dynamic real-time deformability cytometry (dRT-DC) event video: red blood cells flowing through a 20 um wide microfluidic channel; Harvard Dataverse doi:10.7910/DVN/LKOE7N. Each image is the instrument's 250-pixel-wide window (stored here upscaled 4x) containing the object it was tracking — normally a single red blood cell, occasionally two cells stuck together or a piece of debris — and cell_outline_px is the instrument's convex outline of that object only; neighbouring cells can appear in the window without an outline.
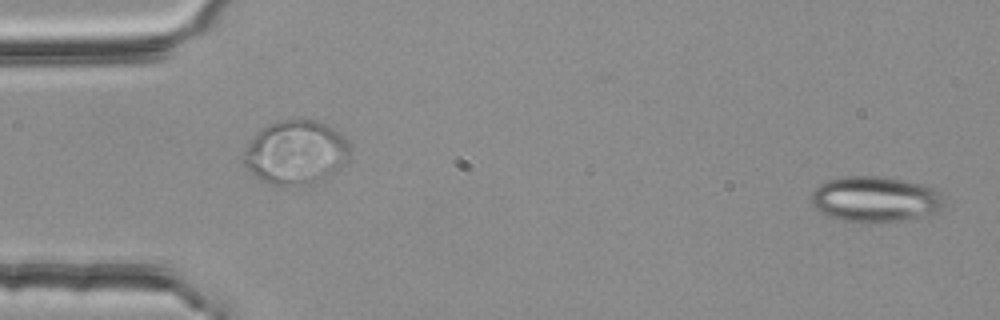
{"species": "common noctule bat (a hibernating species)", "species_latin": "Nyctalus noctula", "temperature_condition": "room temperature", "stored_images_in_passage": 46, "camera_frame_rate_fps": 3000, "um_per_image_px": 0.085, "animal": {"sex": "female", "body_mass_g": 25.1}, "frame": {"image": 1, "passage_image": 1, "time_ms": 0.0, "image_size_px": [1000, 320], "cell_outline_px": [[944, 204], [936, 212], [924, 216], [904, 220], [844, 220], [828, 216], [816, 208], [812, 204], [812, 192], [820, 184], [828, 180], [844, 176], [880, 176], [904, 180], [920, 184], [932, 188], [940, 196]], "centroid_in_image_um": [74.37, 16.9], "position_along_channel_um": 10.6, "area_um2": 34.33}}
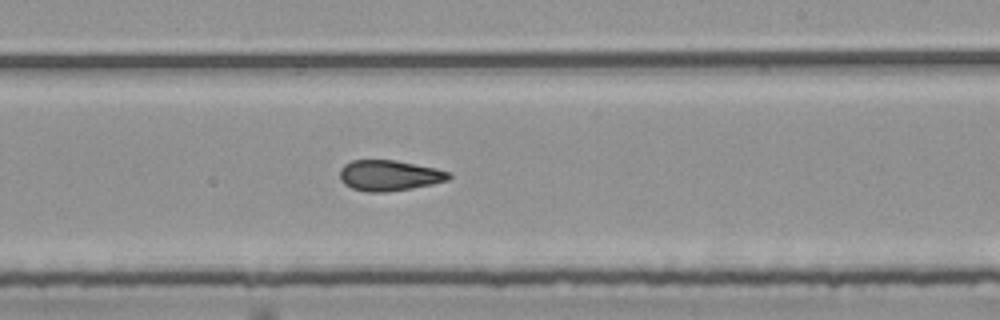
{"frame": {"image": 2, "passage_image": 31, "time_ms": 10.0, "image_size_px": [1000, 320], "cell_outline_px": [[452, 176], [448, 180], [432, 184], [412, 188], [388, 192], [368, 192], [352, 188], [344, 184], [340, 180], [340, 168], [344, 164], [352, 160], [392, 160], [436, 168], [452, 172]], "centroid_in_image_um": [33.09, 14.92], "position_along_channel_um": 255.9, "area_um2": 19.54}}
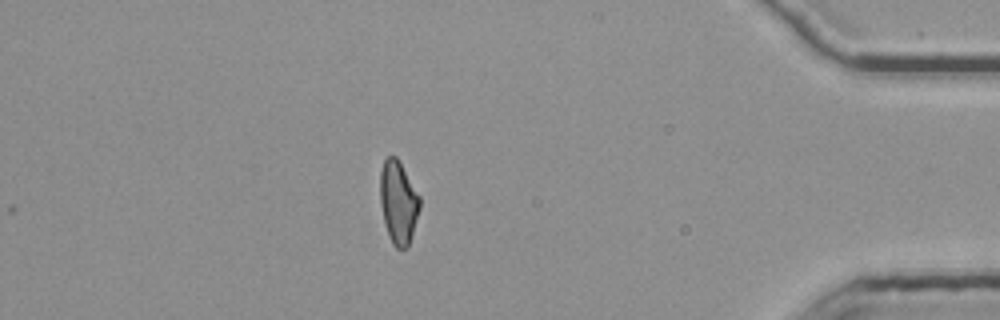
{"frame": {"image": 3, "passage_image": 46, "time_ms": 15.0, "image_size_px": [1000, 320], "cell_outline_px": [[420, 208], [408, 248], [396, 248], [392, 244], [388, 236], [380, 204], [380, 172], [384, 160], [388, 156], [396, 156], [420, 196]], "centroid_in_image_um": [33.85, 17.21], "position_along_channel_um": 401.3, "area_um2": 19.13}, "authors_computed_cell_mechanics": {"area_um2": 20.3167, "velocity_mm_per_s": 3.8052, "shape_relaxation_time_tau1_ms": null, "shape_relaxation_time_tau2_ms": 3.7653, "deformation_change_tau1": null, "deformation_change_tau2": 0.123}}